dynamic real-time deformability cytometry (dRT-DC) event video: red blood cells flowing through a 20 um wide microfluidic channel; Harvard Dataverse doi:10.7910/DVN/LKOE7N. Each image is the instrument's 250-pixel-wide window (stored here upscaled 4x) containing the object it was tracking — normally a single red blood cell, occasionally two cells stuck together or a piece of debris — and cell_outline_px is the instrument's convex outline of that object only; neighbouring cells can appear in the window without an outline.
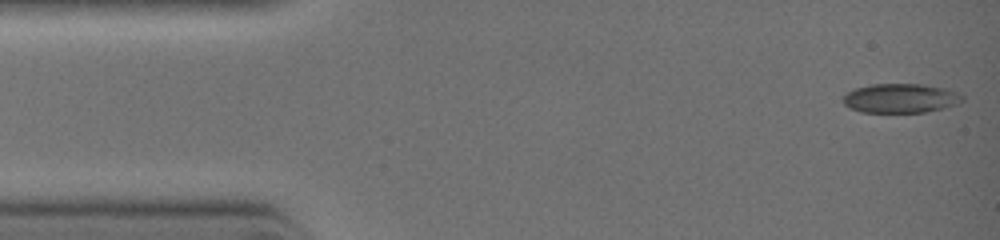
{"species": "common noctule bat (a hibernating species)", "species_latin": "Nyctalus noctula", "temperature_condition": "warm", "stored_images_in_passage": 6, "segment_of_instrument_passage": [1, 2], "camera_frame_rate_fps": 3000, "um_per_image_px": 0.085, "animal": {"sex": "female", "body_mass_g": 19.0, "forearm_length_mm": 51.5}, "frame": {"image": 1, "passage_image": 1, "time_ms": 0.0, "image_size_px": [1000, 240], "cell_outline_px": [[964, 100], [956, 104], [944, 108], [928, 112], [860, 112], [848, 108], [844, 104], [844, 96], [848, 92], [856, 88], [872, 84], [924, 84], [944, 88], [956, 92], [964, 96]], "centroid_in_image_um": [76.56, 8.35], "position_along_channel_um": 8.4, "area_um2": 20.35}}
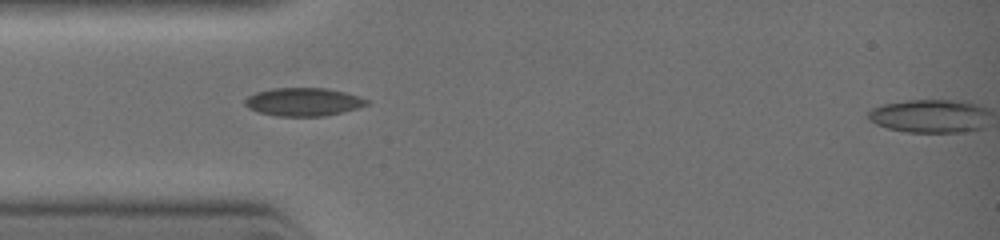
{"frame": {"image": 2, "passage_image": 5, "time_ms": 2.667, "image_size_px": [1000, 240], "cell_outline_px": [[368, 104], [356, 108], [324, 116], [276, 116], [260, 112], [248, 108], [244, 104], [244, 100], [248, 96], [256, 92], [272, 88], [324, 88], [344, 92], [360, 96], [368, 100]], "centroid_in_image_um": [25.75, 8.65], "position_along_channel_um": 59.2, "area_um2": 19.83}}